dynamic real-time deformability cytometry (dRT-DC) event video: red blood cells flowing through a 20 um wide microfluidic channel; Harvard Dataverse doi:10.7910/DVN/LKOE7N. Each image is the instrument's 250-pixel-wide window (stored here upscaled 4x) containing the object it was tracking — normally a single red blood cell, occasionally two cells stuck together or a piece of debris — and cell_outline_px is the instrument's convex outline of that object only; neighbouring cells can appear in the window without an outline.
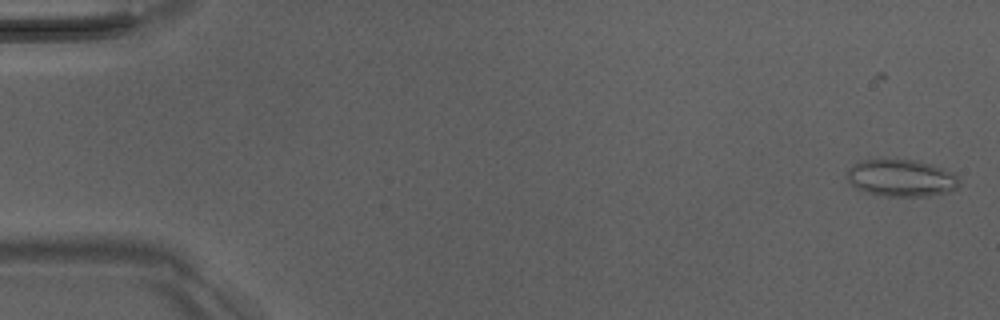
{"species": "Egyptian fruit bat (a non-hibernating species)", "species_latin": "Rousettus aegyptiacus", "temperature_condition": "room temperature", "stored_images_in_passage": 48, "camera_frame_rate_fps": 3000, "um_per_image_px": 0.085, "animal": {"sex": "male"}, "frame": {"image": 1, "passage_image": 2, "time_ms": 0.333, "image_size_px": [1000, 320], "cell_outline_px": [[960, 184], [956, 188], [948, 192], [928, 196], [888, 196], [864, 192], [856, 188], [848, 180], [848, 168], [852, 164], [864, 160], [912, 160], [944, 168], [956, 176], [960, 180]], "centroid_in_image_um": [76.6, 15.14], "position_along_channel_um": 8.4, "area_um2": 23.99}}
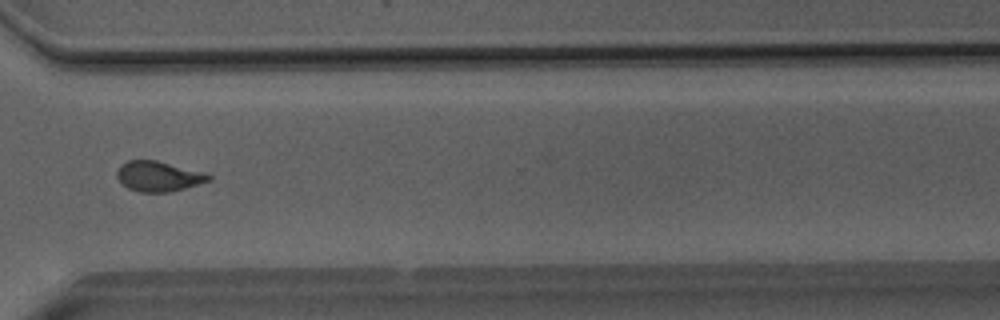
{"frame": {"image": 2, "passage_image": 39, "time_ms": 12.667, "image_size_px": [1000, 320], "cell_outline_px": [[212, 180], [172, 192], [140, 192], [128, 188], [120, 184], [116, 176], [116, 172], [120, 164], [128, 160], [156, 160], [208, 172], [212, 176]], "centroid_in_image_um": [13.49, 14.98], "position_along_channel_um": 357.1, "area_um2": 16.59}}
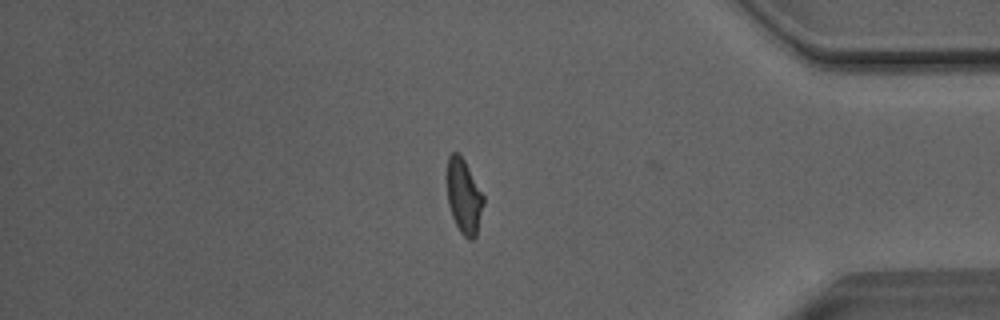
{"frame": {"image": 3, "passage_image": 44, "time_ms": 14.333, "image_size_px": [1000, 320], "cell_outline_px": [[484, 204], [476, 236], [472, 240], [468, 240], [460, 232], [452, 216], [448, 204], [448, 156], [452, 152], [460, 152], [484, 196]], "centroid_in_image_um": [39.45, 16.7], "position_along_channel_um": 395.8, "area_um2": 15.78}, "authors_computed_cell_mechanics": {"area_um2": 16.7331, "velocity_mm_per_s": 4.0582, "shape_relaxation_time_tau1_ms": null, "shape_relaxation_time_tau2_ms": 1.3103, "deformation_change_tau1": null, "deformation_change_tau2": 0.0757}}